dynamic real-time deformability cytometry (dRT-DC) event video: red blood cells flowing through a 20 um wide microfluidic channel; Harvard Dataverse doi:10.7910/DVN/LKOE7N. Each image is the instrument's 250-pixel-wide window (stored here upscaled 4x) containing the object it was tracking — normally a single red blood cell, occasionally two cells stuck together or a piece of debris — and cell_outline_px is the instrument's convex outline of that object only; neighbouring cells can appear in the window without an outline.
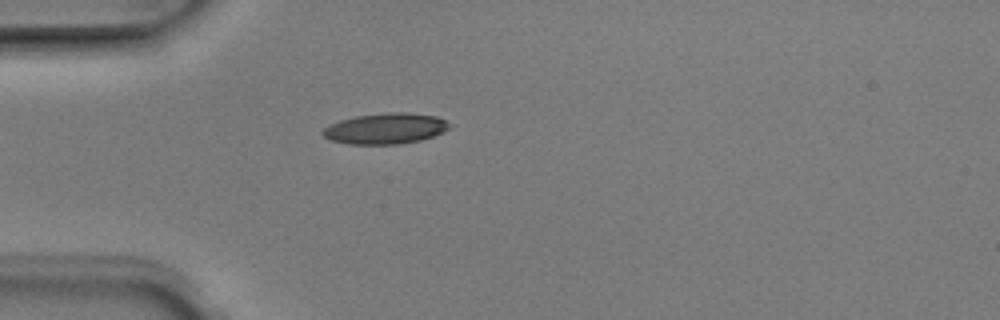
{"species": "Egyptian fruit bat (a non-hibernating species)", "species_latin": "Rousettus aegyptiacus", "temperature_condition": "room temperature", "stored_images_in_passage": 5, "camera_frame_rate_fps": 3000, "um_per_image_px": 0.085, "animal": {"sex": "male"}, "frame": {"image": 1, "passage_image": 5, "time_ms": 1.333, "image_size_px": [1000, 320], "cell_outline_px": [[452, 128], [432, 136], [420, 140], [400, 144], [348, 144], [332, 140], [324, 136], [320, 132], [328, 124], [340, 120], [356, 116], [388, 112], [408, 112], [436, 116], [452, 124]], "centroid_in_image_um": [32.77, 10.92], "position_along_channel_um": 52.2, "area_um2": 22.83}}